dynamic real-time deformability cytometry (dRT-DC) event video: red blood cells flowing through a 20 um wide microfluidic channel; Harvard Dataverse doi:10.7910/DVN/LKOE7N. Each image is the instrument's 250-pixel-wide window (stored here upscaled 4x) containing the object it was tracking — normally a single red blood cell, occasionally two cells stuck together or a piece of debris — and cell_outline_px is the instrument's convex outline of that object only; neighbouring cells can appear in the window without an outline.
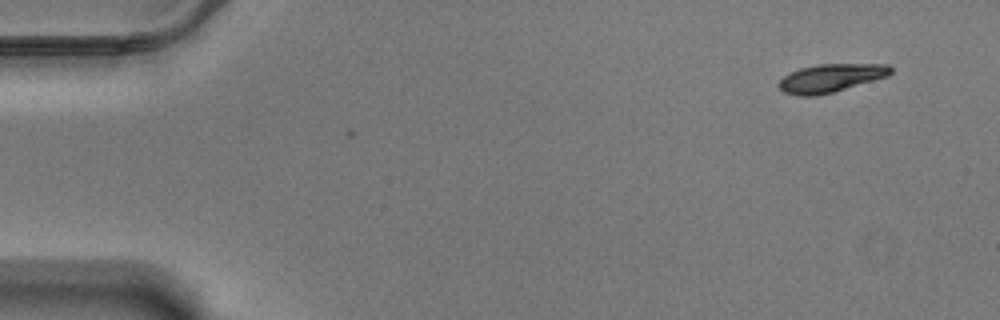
{"species": "Egyptian fruit bat (a non-hibernating species)", "species_latin": "Rousettus aegyptiacus", "temperature_condition": "warm", "stored_images_in_passage": 3, "camera_frame_rate_fps": 3000, "um_per_image_px": 0.085, "animal": {"sex": "male"}, "frame": {"image": 1, "passage_image": 1, "time_ms": 0.0, "image_size_px": [1000, 320], "cell_outline_px": [[892, 72], [888, 76], [832, 92], [816, 96], [800, 96], [784, 92], [776, 84], [784, 76], [800, 68], [820, 64], [888, 64], [892, 68]], "centroid_in_image_um": [70.61, 6.63], "position_along_channel_um": 14.4, "area_um2": 18.21}}